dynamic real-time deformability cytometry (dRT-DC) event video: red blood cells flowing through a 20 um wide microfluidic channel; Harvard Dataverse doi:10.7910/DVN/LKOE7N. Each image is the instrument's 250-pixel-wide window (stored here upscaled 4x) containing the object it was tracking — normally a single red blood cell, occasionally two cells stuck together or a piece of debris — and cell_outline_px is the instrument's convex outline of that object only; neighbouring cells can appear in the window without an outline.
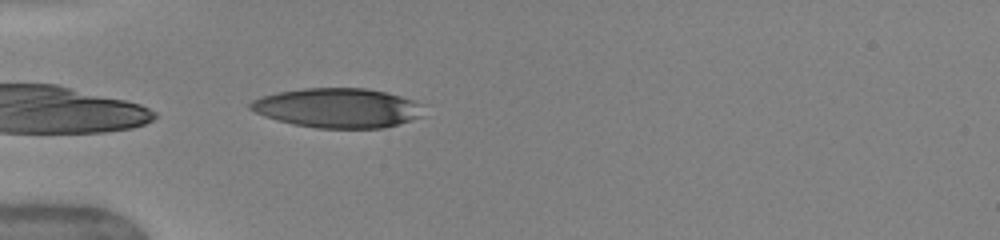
{"species": "human", "species_latin": "Homo sapiens", "temperature_condition": "warm", "stored_images_in_passage": 13, "camera_frame_rate_fps": 3000, "um_per_image_px": 0.085, "donor": {"sex": "female"}, "frame": {"image": 1, "passage_image": 3, "time_ms": 0.667, "image_size_px": [1000, 240], "cell_outline_px": [[420, 116], [412, 120], [384, 128], [316, 128], [292, 124], [276, 120], [264, 116], [248, 108], [248, 104], [252, 100], [276, 92], [304, 88], [364, 88], [384, 92], [400, 96], [412, 100], [420, 104]], "centroid_in_image_um": [28.64, 9.18], "position_along_channel_um": 56.4, "area_um2": 39.71}}